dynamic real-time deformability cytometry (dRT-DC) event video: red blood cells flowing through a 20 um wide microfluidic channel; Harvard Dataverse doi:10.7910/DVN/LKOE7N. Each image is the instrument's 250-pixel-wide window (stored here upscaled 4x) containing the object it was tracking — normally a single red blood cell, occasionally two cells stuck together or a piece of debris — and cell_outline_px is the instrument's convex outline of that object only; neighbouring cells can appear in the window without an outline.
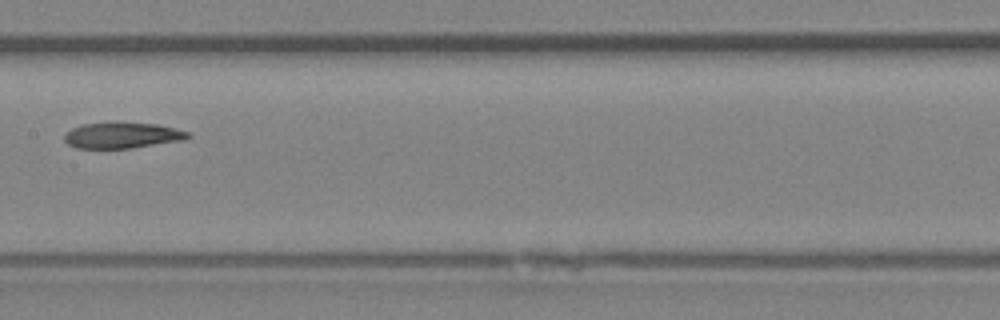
{"species": "Egyptian fruit bat (a non-hibernating species)", "species_latin": "Rousettus aegyptiacus", "temperature_condition": "room temperature", "stored_images_in_passage": 8, "camera_frame_rate_fps": 3000, "um_per_image_px": 0.085, "animal": {"sex": "female"}, "frame": {"image": 1, "passage_image": 7, "time_ms": 7.667, "image_size_px": [1000, 320], "cell_outline_px": [[192, 136], [184, 140], [132, 148], [76, 148], [68, 144], [64, 140], [64, 132], [72, 128], [84, 124], [112, 120], [116, 120], [156, 124], [188, 132]], "centroid_in_image_um": [10.35, 11.47], "position_along_channel_um": 197.1, "area_um2": 19.19}}